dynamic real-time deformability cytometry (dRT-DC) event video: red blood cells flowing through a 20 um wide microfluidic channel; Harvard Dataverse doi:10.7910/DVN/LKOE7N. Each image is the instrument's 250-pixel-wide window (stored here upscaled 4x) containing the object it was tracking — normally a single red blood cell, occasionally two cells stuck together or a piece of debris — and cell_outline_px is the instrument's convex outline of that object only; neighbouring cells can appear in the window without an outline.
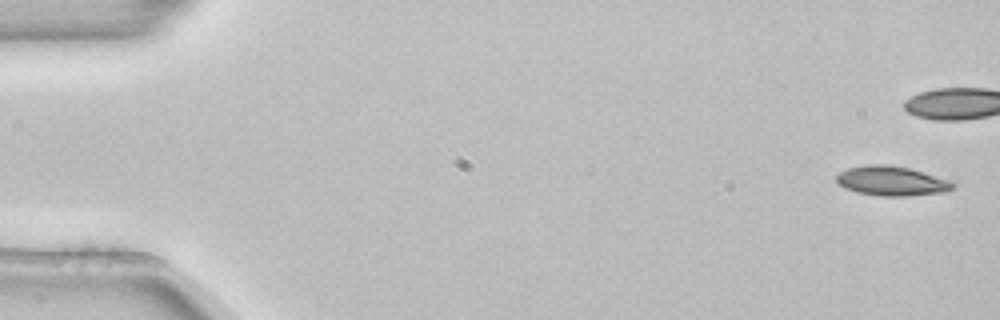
{"species": "common noctule bat (a hibernating species)", "species_latin": "Nyctalus noctula", "temperature_condition": "room temperature", "stored_images_in_passage": 6, "camera_frame_rate_fps": 3000, "um_per_image_px": 0.085, "animal": {"sex": "female", "body_mass_g": 22.7, "forearm_length_mm": 54.2}, "frame": {"image": 1, "passage_image": 1, "time_ms": 0.0, "image_size_px": [1000, 320], "cell_outline_px": [[956, 184], [952, 188], [944, 192], [908, 196], [880, 196], [856, 192], [844, 188], [836, 184], [836, 176], [840, 172], [848, 168], [868, 164], [888, 164], [908, 168], [948, 180]], "centroid_in_image_um": [75.72, 15.39], "position_along_channel_um": 9.3, "area_um2": 20.0}}